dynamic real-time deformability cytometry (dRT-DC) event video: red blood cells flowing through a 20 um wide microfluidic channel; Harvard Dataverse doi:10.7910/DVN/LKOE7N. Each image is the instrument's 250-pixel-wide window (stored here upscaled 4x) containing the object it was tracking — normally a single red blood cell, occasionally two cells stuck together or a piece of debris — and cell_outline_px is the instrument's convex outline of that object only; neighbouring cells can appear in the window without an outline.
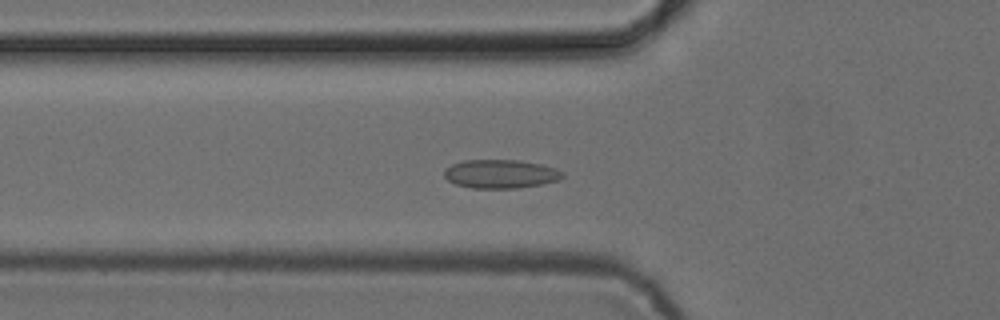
{"species": "common noctule bat (a hibernating species)", "species_latin": "Nyctalus noctula", "temperature_condition": "cold", "stored_images_in_passage": 41, "camera_frame_rate_fps": 3000, "um_per_image_px": 0.085, "animal": {"sex": "female", "body_mass_g": 24.6, "forearm_length_mm": 56.2}, "frame": {"image": 1, "passage_image": 18, "time_ms": 5.667, "image_size_px": [1000, 320], "cell_outline_px": [[564, 176], [560, 180], [540, 184], [516, 188], [472, 188], [456, 184], [448, 180], [444, 176], [444, 168], [452, 164], [464, 160], [520, 160], [540, 164], [556, 168], [564, 172]], "centroid_in_image_um": [42.55, 14.78], "position_along_channel_um": 83.2, "area_um2": 19.83}}
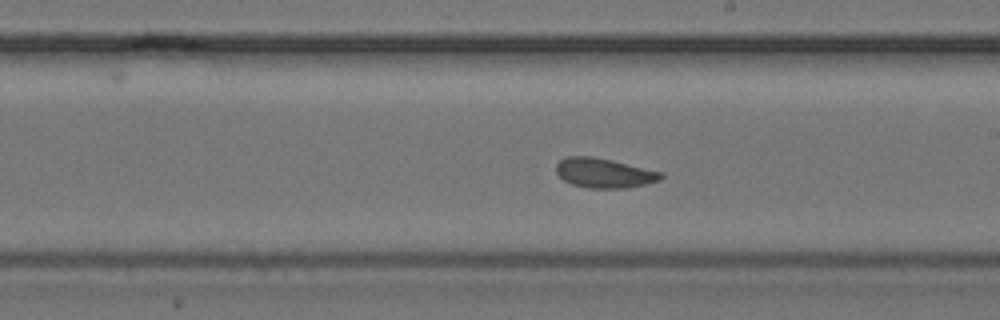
{"frame": {"image": 2, "passage_image": 30, "time_ms": 9.667, "image_size_px": [1000, 320], "cell_outline_px": [[664, 176], [660, 180], [644, 184], [624, 188], [588, 188], [572, 184], [564, 180], [556, 172], [556, 164], [560, 160], [568, 156], [592, 156], [612, 160], [664, 172]], "centroid_in_image_um": [51.36, 14.7], "position_along_channel_um": 237.6, "area_um2": 18.09}}
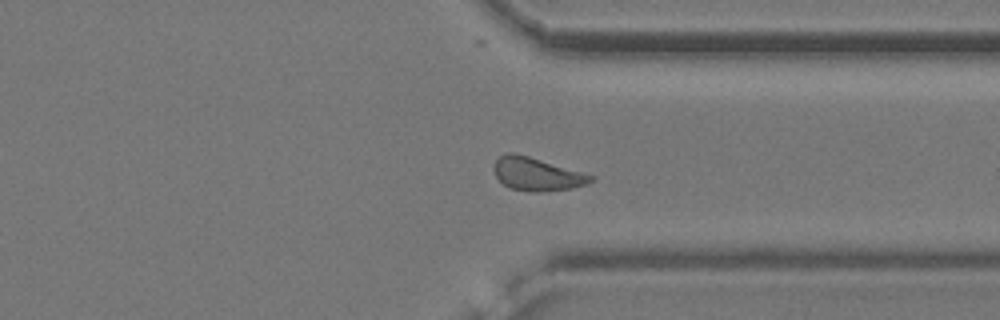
{"frame": {"image": 3, "passage_image": 40, "time_ms": 13.0, "image_size_px": [1000, 320], "cell_outline_px": [[596, 176], [592, 180], [584, 184], [572, 188], [536, 192], [532, 192], [508, 188], [496, 176], [492, 168], [496, 160], [500, 156], [508, 152], [512, 152], [528, 156]], "centroid_in_image_um": [45.59, 14.8], "position_along_channel_um": 365.8, "area_um2": 18.5}}